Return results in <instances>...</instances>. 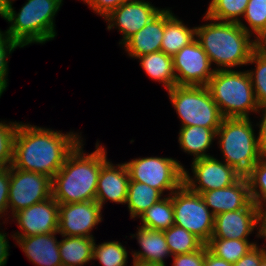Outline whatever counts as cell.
<instances>
[{"label": "cell", "mask_w": 266, "mask_h": 266, "mask_svg": "<svg viewBox=\"0 0 266 266\" xmlns=\"http://www.w3.org/2000/svg\"><path fill=\"white\" fill-rule=\"evenodd\" d=\"M9 0H0V16L4 13Z\"/></svg>", "instance_id": "cell-47"}, {"label": "cell", "mask_w": 266, "mask_h": 266, "mask_svg": "<svg viewBox=\"0 0 266 266\" xmlns=\"http://www.w3.org/2000/svg\"><path fill=\"white\" fill-rule=\"evenodd\" d=\"M196 38V27L188 28L170 9H165V28L161 51L173 57Z\"/></svg>", "instance_id": "cell-22"}, {"label": "cell", "mask_w": 266, "mask_h": 266, "mask_svg": "<svg viewBox=\"0 0 266 266\" xmlns=\"http://www.w3.org/2000/svg\"><path fill=\"white\" fill-rule=\"evenodd\" d=\"M133 266H164L160 264L145 263L133 259Z\"/></svg>", "instance_id": "cell-46"}, {"label": "cell", "mask_w": 266, "mask_h": 266, "mask_svg": "<svg viewBox=\"0 0 266 266\" xmlns=\"http://www.w3.org/2000/svg\"><path fill=\"white\" fill-rule=\"evenodd\" d=\"M207 88L223 118H249V112H259L248 71L215 70Z\"/></svg>", "instance_id": "cell-5"}, {"label": "cell", "mask_w": 266, "mask_h": 266, "mask_svg": "<svg viewBox=\"0 0 266 266\" xmlns=\"http://www.w3.org/2000/svg\"><path fill=\"white\" fill-rule=\"evenodd\" d=\"M206 245L208 250L216 257L233 264L251 250L256 245V242L252 243L249 240L239 239L210 238Z\"/></svg>", "instance_id": "cell-28"}, {"label": "cell", "mask_w": 266, "mask_h": 266, "mask_svg": "<svg viewBox=\"0 0 266 266\" xmlns=\"http://www.w3.org/2000/svg\"><path fill=\"white\" fill-rule=\"evenodd\" d=\"M81 140L77 133L64 134L20 122L14 140L11 166L44 174L52 179Z\"/></svg>", "instance_id": "cell-1"}, {"label": "cell", "mask_w": 266, "mask_h": 266, "mask_svg": "<svg viewBox=\"0 0 266 266\" xmlns=\"http://www.w3.org/2000/svg\"><path fill=\"white\" fill-rule=\"evenodd\" d=\"M6 233H1L0 232V266H5L7 263V259L9 256V242L8 239L6 238Z\"/></svg>", "instance_id": "cell-44"}, {"label": "cell", "mask_w": 266, "mask_h": 266, "mask_svg": "<svg viewBox=\"0 0 266 266\" xmlns=\"http://www.w3.org/2000/svg\"><path fill=\"white\" fill-rule=\"evenodd\" d=\"M59 203L50 198L22 209L13 215L23 232H16L12 237H28L39 234L58 232Z\"/></svg>", "instance_id": "cell-15"}, {"label": "cell", "mask_w": 266, "mask_h": 266, "mask_svg": "<svg viewBox=\"0 0 266 266\" xmlns=\"http://www.w3.org/2000/svg\"><path fill=\"white\" fill-rule=\"evenodd\" d=\"M174 225L191 232L204 244L212 237L215 216L198 193L184 184L172 193Z\"/></svg>", "instance_id": "cell-8"}, {"label": "cell", "mask_w": 266, "mask_h": 266, "mask_svg": "<svg viewBox=\"0 0 266 266\" xmlns=\"http://www.w3.org/2000/svg\"><path fill=\"white\" fill-rule=\"evenodd\" d=\"M243 17L249 27L241 21L238 24L250 35L255 34L266 24V0H249Z\"/></svg>", "instance_id": "cell-35"}, {"label": "cell", "mask_w": 266, "mask_h": 266, "mask_svg": "<svg viewBox=\"0 0 266 266\" xmlns=\"http://www.w3.org/2000/svg\"><path fill=\"white\" fill-rule=\"evenodd\" d=\"M130 181H137L171 195L183 185L184 166L179 161L167 157L135 158L124 163Z\"/></svg>", "instance_id": "cell-9"}, {"label": "cell", "mask_w": 266, "mask_h": 266, "mask_svg": "<svg viewBox=\"0 0 266 266\" xmlns=\"http://www.w3.org/2000/svg\"><path fill=\"white\" fill-rule=\"evenodd\" d=\"M101 210L95 200L59 204L58 233L62 236L94 238L91 230L102 221Z\"/></svg>", "instance_id": "cell-13"}, {"label": "cell", "mask_w": 266, "mask_h": 266, "mask_svg": "<svg viewBox=\"0 0 266 266\" xmlns=\"http://www.w3.org/2000/svg\"><path fill=\"white\" fill-rule=\"evenodd\" d=\"M259 266H266V257L260 262Z\"/></svg>", "instance_id": "cell-48"}, {"label": "cell", "mask_w": 266, "mask_h": 266, "mask_svg": "<svg viewBox=\"0 0 266 266\" xmlns=\"http://www.w3.org/2000/svg\"><path fill=\"white\" fill-rule=\"evenodd\" d=\"M247 64H255L253 70H248L255 97L261 109H266V56L252 52Z\"/></svg>", "instance_id": "cell-33"}, {"label": "cell", "mask_w": 266, "mask_h": 266, "mask_svg": "<svg viewBox=\"0 0 266 266\" xmlns=\"http://www.w3.org/2000/svg\"><path fill=\"white\" fill-rule=\"evenodd\" d=\"M129 182L126 165L124 163L114 165L108 160L99 173L95 201L102 208L107 200L126 204Z\"/></svg>", "instance_id": "cell-17"}, {"label": "cell", "mask_w": 266, "mask_h": 266, "mask_svg": "<svg viewBox=\"0 0 266 266\" xmlns=\"http://www.w3.org/2000/svg\"><path fill=\"white\" fill-rule=\"evenodd\" d=\"M253 51L266 56V24L255 33Z\"/></svg>", "instance_id": "cell-42"}, {"label": "cell", "mask_w": 266, "mask_h": 266, "mask_svg": "<svg viewBox=\"0 0 266 266\" xmlns=\"http://www.w3.org/2000/svg\"><path fill=\"white\" fill-rule=\"evenodd\" d=\"M261 213L252 201L244 209L220 213L215 216L211 238L248 240L258 224L257 237H261Z\"/></svg>", "instance_id": "cell-14"}, {"label": "cell", "mask_w": 266, "mask_h": 266, "mask_svg": "<svg viewBox=\"0 0 266 266\" xmlns=\"http://www.w3.org/2000/svg\"><path fill=\"white\" fill-rule=\"evenodd\" d=\"M83 140L69 153L52 178V197L59 204L94 201L101 167L108 161L104 146L96 143L91 154L83 151Z\"/></svg>", "instance_id": "cell-2"}, {"label": "cell", "mask_w": 266, "mask_h": 266, "mask_svg": "<svg viewBox=\"0 0 266 266\" xmlns=\"http://www.w3.org/2000/svg\"><path fill=\"white\" fill-rule=\"evenodd\" d=\"M262 110V120L257 124L259 126L258 132V146L261 158H266V109Z\"/></svg>", "instance_id": "cell-41"}, {"label": "cell", "mask_w": 266, "mask_h": 266, "mask_svg": "<svg viewBox=\"0 0 266 266\" xmlns=\"http://www.w3.org/2000/svg\"><path fill=\"white\" fill-rule=\"evenodd\" d=\"M204 266H233L232 263L225 261L224 259L216 257L208 250L205 244V262Z\"/></svg>", "instance_id": "cell-43"}, {"label": "cell", "mask_w": 266, "mask_h": 266, "mask_svg": "<svg viewBox=\"0 0 266 266\" xmlns=\"http://www.w3.org/2000/svg\"><path fill=\"white\" fill-rule=\"evenodd\" d=\"M252 123L249 118H223L216 132L224 161L242 176L261 159Z\"/></svg>", "instance_id": "cell-6"}, {"label": "cell", "mask_w": 266, "mask_h": 266, "mask_svg": "<svg viewBox=\"0 0 266 266\" xmlns=\"http://www.w3.org/2000/svg\"><path fill=\"white\" fill-rule=\"evenodd\" d=\"M266 257V247L259 248L257 244L242 256L233 266H259L260 262Z\"/></svg>", "instance_id": "cell-39"}, {"label": "cell", "mask_w": 266, "mask_h": 266, "mask_svg": "<svg viewBox=\"0 0 266 266\" xmlns=\"http://www.w3.org/2000/svg\"><path fill=\"white\" fill-rule=\"evenodd\" d=\"M251 201L261 210L266 209V158H261L245 175Z\"/></svg>", "instance_id": "cell-31"}, {"label": "cell", "mask_w": 266, "mask_h": 266, "mask_svg": "<svg viewBox=\"0 0 266 266\" xmlns=\"http://www.w3.org/2000/svg\"><path fill=\"white\" fill-rule=\"evenodd\" d=\"M162 195L159 190L147 184L130 181L126 204L128 205L131 219L139 218L143 212L162 199Z\"/></svg>", "instance_id": "cell-26"}, {"label": "cell", "mask_w": 266, "mask_h": 266, "mask_svg": "<svg viewBox=\"0 0 266 266\" xmlns=\"http://www.w3.org/2000/svg\"><path fill=\"white\" fill-rule=\"evenodd\" d=\"M9 187H10V167L6 169H0V218L4 217L3 216L4 212H8L7 209H8Z\"/></svg>", "instance_id": "cell-40"}, {"label": "cell", "mask_w": 266, "mask_h": 266, "mask_svg": "<svg viewBox=\"0 0 266 266\" xmlns=\"http://www.w3.org/2000/svg\"><path fill=\"white\" fill-rule=\"evenodd\" d=\"M205 244L198 250L173 256V266H204Z\"/></svg>", "instance_id": "cell-37"}, {"label": "cell", "mask_w": 266, "mask_h": 266, "mask_svg": "<svg viewBox=\"0 0 266 266\" xmlns=\"http://www.w3.org/2000/svg\"><path fill=\"white\" fill-rule=\"evenodd\" d=\"M261 238L266 240V209L261 213Z\"/></svg>", "instance_id": "cell-45"}, {"label": "cell", "mask_w": 266, "mask_h": 266, "mask_svg": "<svg viewBox=\"0 0 266 266\" xmlns=\"http://www.w3.org/2000/svg\"><path fill=\"white\" fill-rule=\"evenodd\" d=\"M17 47L22 48L8 35L7 31L0 30V97L8 86V56Z\"/></svg>", "instance_id": "cell-36"}, {"label": "cell", "mask_w": 266, "mask_h": 266, "mask_svg": "<svg viewBox=\"0 0 266 266\" xmlns=\"http://www.w3.org/2000/svg\"><path fill=\"white\" fill-rule=\"evenodd\" d=\"M19 122H0V169L9 168L13 162L14 140Z\"/></svg>", "instance_id": "cell-34"}, {"label": "cell", "mask_w": 266, "mask_h": 266, "mask_svg": "<svg viewBox=\"0 0 266 266\" xmlns=\"http://www.w3.org/2000/svg\"><path fill=\"white\" fill-rule=\"evenodd\" d=\"M141 67L153 80L163 83L166 90L177 86L176 76L173 68V58L163 51L148 53L137 57Z\"/></svg>", "instance_id": "cell-24"}, {"label": "cell", "mask_w": 266, "mask_h": 266, "mask_svg": "<svg viewBox=\"0 0 266 266\" xmlns=\"http://www.w3.org/2000/svg\"><path fill=\"white\" fill-rule=\"evenodd\" d=\"M203 201L214 216L228 211L244 209L250 202L249 184L245 176H241L232 185L200 193Z\"/></svg>", "instance_id": "cell-18"}, {"label": "cell", "mask_w": 266, "mask_h": 266, "mask_svg": "<svg viewBox=\"0 0 266 266\" xmlns=\"http://www.w3.org/2000/svg\"><path fill=\"white\" fill-rule=\"evenodd\" d=\"M183 126H203L218 130L223 120L207 86H174L167 90Z\"/></svg>", "instance_id": "cell-7"}, {"label": "cell", "mask_w": 266, "mask_h": 266, "mask_svg": "<svg viewBox=\"0 0 266 266\" xmlns=\"http://www.w3.org/2000/svg\"><path fill=\"white\" fill-rule=\"evenodd\" d=\"M58 232L28 237H14L27 258L37 266H62L59 252ZM55 235V236H54Z\"/></svg>", "instance_id": "cell-19"}, {"label": "cell", "mask_w": 266, "mask_h": 266, "mask_svg": "<svg viewBox=\"0 0 266 266\" xmlns=\"http://www.w3.org/2000/svg\"><path fill=\"white\" fill-rule=\"evenodd\" d=\"M217 130L203 126H183L180 128L178 142L184 152L194 156L193 160L210 157L207 150L212 145Z\"/></svg>", "instance_id": "cell-23"}, {"label": "cell", "mask_w": 266, "mask_h": 266, "mask_svg": "<svg viewBox=\"0 0 266 266\" xmlns=\"http://www.w3.org/2000/svg\"><path fill=\"white\" fill-rule=\"evenodd\" d=\"M52 179L10 166L8 209L12 215L52 196Z\"/></svg>", "instance_id": "cell-10"}, {"label": "cell", "mask_w": 266, "mask_h": 266, "mask_svg": "<svg viewBox=\"0 0 266 266\" xmlns=\"http://www.w3.org/2000/svg\"><path fill=\"white\" fill-rule=\"evenodd\" d=\"M128 1L131 0H83L96 14L101 15L103 18Z\"/></svg>", "instance_id": "cell-38"}, {"label": "cell", "mask_w": 266, "mask_h": 266, "mask_svg": "<svg viewBox=\"0 0 266 266\" xmlns=\"http://www.w3.org/2000/svg\"><path fill=\"white\" fill-rule=\"evenodd\" d=\"M162 9H158L144 0H131L113 10L104 19L108 22L107 29L118 28L123 35L119 44H124L131 36L140 31Z\"/></svg>", "instance_id": "cell-16"}, {"label": "cell", "mask_w": 266, "mask_h": 266, "mask_svg": "<svg viewBox=\"0 0 266 266\" xmlns=\"http://www.w3.org/2000/svg\"><path fill=\"white\" fill-rule=\"evenodd\" d=\"M165 28V9L153 17L146 26L131 36L123 45L132 58L161 51Z\"/></svg>", "instance_id": "cell-20"}, {"label": "cell", "mask_w": 266, "mask_h": 266, "mask_svg": "<svg viewBox=\"0 0 266 266\" xmlns=\"http://www.w3.org/2000/svg\"><path fill=\"white\" fill-rule=\"evenodd\" d=\"M211 23L196 27V39L207 53L215 70H229L247 65L253 52V39L238 23L212 20ZM213 21V22H212ZM213 62V63H212Z\"/></svg>", "instance_id": "cell-3"}, {"label": "cell", "mask_w": 266, "mask_h": 266, "mask_svg": "<svg viewBox=\"0 0 266 266\" xmlns=\"http://www.w3.org/2000/svg\"><path fill=\"white\" fill-rule=\"evenodd\" d=\"M9 0L1 15L8 23V35L21 47L45 43L56 36L54 18L63 0H27L17 13Z\"/></svg>", "instance_id": "cell-4"}, {"label": "cell", "mask_w": 266, "mask_h": 266, "mask_svg": "<svg viewBox=\"0 0 266 266\" xmlns=\"http://www.w3.org/2000/svg\"><path fill=\"white\" fill-rule=\"evenodd\" d=\"M191 167L193 177L184 168L183 184L198 194L228 187L242 176L225 161H220L213 156L193 160Z\"/></svg>", "instance_id": "cell-11"}, {"label": "cell", "mask_w": 266, "mask_h": 266, "mask_svg": "<svg viewBox=\"0 0 266 266\" xmlns=\"http://www.w3.org/2000/svg\"><path fill=\"white\" fill-rule=\"evenodd\" d=\"M163 231L171 256L191 253L204 245L198 237L182 227L172 225Z\"/></svg>", "instance_id": "cell-29"}, {"label": "cell", "mask_w": 266, "mask_h": 266, "mask_svg": "<svg viewBox=\"0 0 266 266\" xmlns=\"http://www.w3.org/2000/svg\"><path fill=\"white\" fill-rule=\"evenodd\" d=\"M137 233L133 234L132 237H136L140 245L138 252L132 253L134 260L165 265L164 259L171 256L167 241L163 230H152L142 226H139ZM136 235V236H135Z\"/></svg>", "instance_id": "cell-21"}, {"label": "cell", "mask_w": 266, "mask_h": 266, "mask_svg": "<svg viewBox=\"0 0 266 266\" xmlns=\"http://www.w3.org/2000/svg\"><path fill=\"white\" fill-rule=\"evenodd\" d=\"M139 218L141 219L142 227L152 230H166L174 225L172 194L157 201L143 212Z\"/></svg>", "instance_id": "cell-27"}, {"label": "cell", "mask_w": 266, "mask_h": 266, "mask_svg": "<svg viewBox=\"0 0 266 266\" xmlns=\"http://www.w3.org/2000/svg\"><path fill=\"white\" fill-rule=\"evenodd\" d=\"M172 58L178 86H207L215 73L207 53L196 38Z\"/></svg>", "instance_id": "cell-12"}, {"label": "cell", "mask_w": 266, "mask_h": 266, "mask_svg": "<svg viewBox=\"0 0 266 266\" xmlns=\"http://www.w3.org/2000/svg\"><path fill=\"white\" fill-rule=\"evenodd\" d=\"M249 0H211L205 15L212 20L239 23Z\"/></svg>", "instance_id": "cell-30"}, {"label": "cell", "mask_w": 266, "mask_h": 266, "mask_svg": "<svg viewBox=\"0 0 266 266\" xmlns=\"http://www.w3.org/2000/svg\"><path fill=\"white\" fill-rule=\"evenodd\" d=\"M128 252L118 241H108L99 245L94 243L93 260L97 259L102 266H126Z\"/></svg>", "instance_id": "cell-32"}, {"label": "cell", "mask_w": 266, "mask_h": 266, "mask_svg": "<svg viewBox=\"0 0 266 266\" xmlns=\"http://www.w3.org/2000/svg\"><path fill=\"white\" fill-rule=\"evenodd\" d=\"M59 252L62 266H84L93 260L95 239L82 236H62Z\"/></svg>", "instance_id": "cell-25"}]
</instances>
